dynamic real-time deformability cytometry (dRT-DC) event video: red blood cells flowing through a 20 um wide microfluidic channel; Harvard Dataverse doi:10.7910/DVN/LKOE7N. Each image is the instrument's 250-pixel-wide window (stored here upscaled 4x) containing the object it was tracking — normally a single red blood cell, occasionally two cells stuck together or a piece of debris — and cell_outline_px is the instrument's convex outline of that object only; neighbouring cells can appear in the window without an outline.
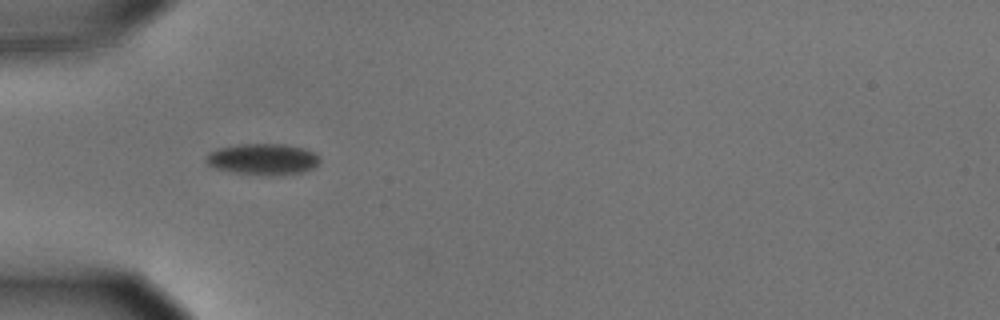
{"species": "common noctule bat (a hibernating species)", "species_latin": "Nyctalus noctula", "temperature_condition": "cold", "stored_images_in_passage": 22, "camera_frame_rate_fps": 3000, "um_per_image_px": 0.085, "animal": {"sex": "male", "body_mass_g": 15.6}, "frame": {"image": 1, "passage_image": 4, "time_ms": 1.0, "image_size_px": [1000, 320], "cell_outline_px": [[320, 160], [312, 168], [304, 172], [280, 176], [232, 172], [212, 168], [204, 160], [204, 156], [208, 152], [220, 148], [240, 144], [280, 144], [304, 148], [316, 152]], "centroid_in_image_um": [22.32, 13.54], "position_along_channel_um": 62.7, "area_um2": 20.87}}
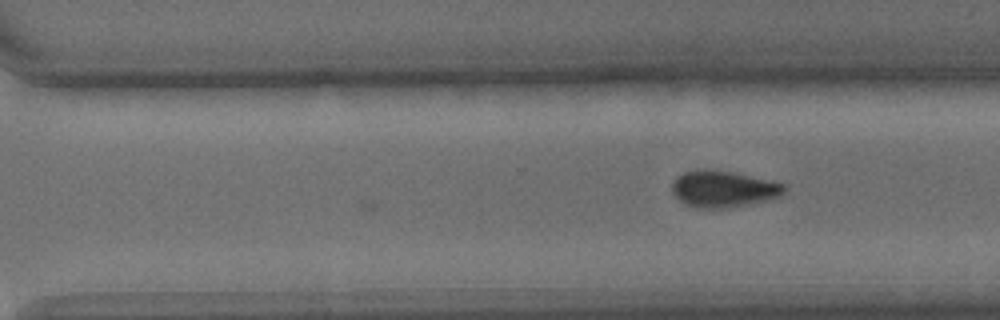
{"frame": {"image": 2, "passage_image": 22, "time_ms": 7.0, "image_size_px": [1000, 320], "cell_outline_px": [[784, 192], [780, 196], [752, 204], [732, 208], [696, 208], [680, 200], [672, 192], [672, 180], [676, 176], [684, 172], [696, 168], [732, 172], [784, 184]], "centroid_in_image_um": [61.43, 16.06], "position_along_channel_um": 309.2, "area_um2": 23.81}}